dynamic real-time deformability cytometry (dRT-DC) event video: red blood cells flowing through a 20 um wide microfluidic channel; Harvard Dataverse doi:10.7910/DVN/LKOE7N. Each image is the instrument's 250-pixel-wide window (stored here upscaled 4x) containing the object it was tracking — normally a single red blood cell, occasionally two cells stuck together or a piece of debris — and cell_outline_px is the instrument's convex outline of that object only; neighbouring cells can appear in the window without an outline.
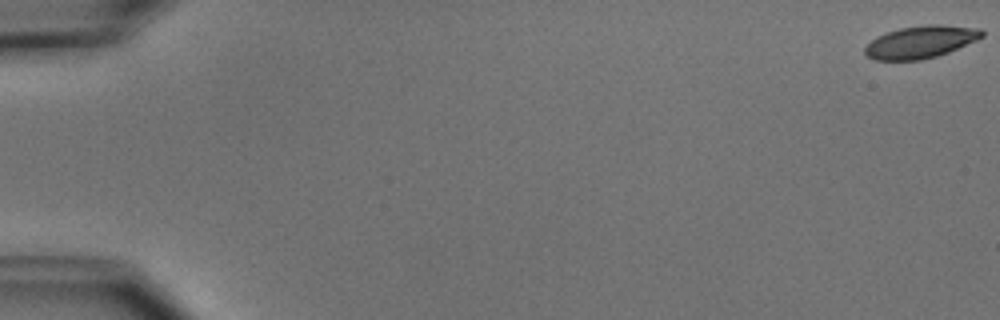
{"species": "common noctule bat (a hibernating species)", "species_latin": "Nyctalus noctula", "temperature_condition": "cold", "stored_images_in_passage": 8, "camera_frame_rate_fps": 3000, "um_per_image_px": 0.085, "animal": {"sex": "male", "body_mass_g": 15.6}, "frame": {"image": 1, "passage_image": 1, "time_ms": 0.0, "image_size_px": [1000, 320], "cell_outline_px": [[984, 36], [976, 40], [948, 52], [936, 56], [920, 60], [876, 60], [868, 56], [864, 52], [864, 48], [876, 36], [900, 28], [928, 24], [940, 24], [980, 28], [984, 32]], "centroid_in_image_um": [78.27, 3.56], "position_along_channel_um": 6.7, "area_um2": 21.96}}
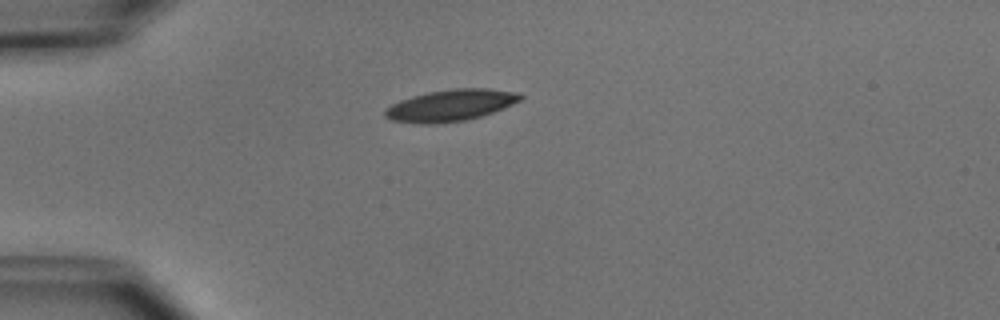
{"frame": {"image": 2, "passage_image": 5, "time_ms": 4.667, "image_size_px": [1000, 320], "cell_outline_px": [[524, 96], [520, 100], [504, 108], [468, 120], [436, 124], [420, 124], [392, 120], [384, 116], [384, 108], [400, 100], [412, 96], [428, 92], [452, 88], [488, 88], [520, 92]], "centroid_in_image_um": [38.3, 8.95], "position_along_channel_um": 46.7, "area_um2": 25.14}}